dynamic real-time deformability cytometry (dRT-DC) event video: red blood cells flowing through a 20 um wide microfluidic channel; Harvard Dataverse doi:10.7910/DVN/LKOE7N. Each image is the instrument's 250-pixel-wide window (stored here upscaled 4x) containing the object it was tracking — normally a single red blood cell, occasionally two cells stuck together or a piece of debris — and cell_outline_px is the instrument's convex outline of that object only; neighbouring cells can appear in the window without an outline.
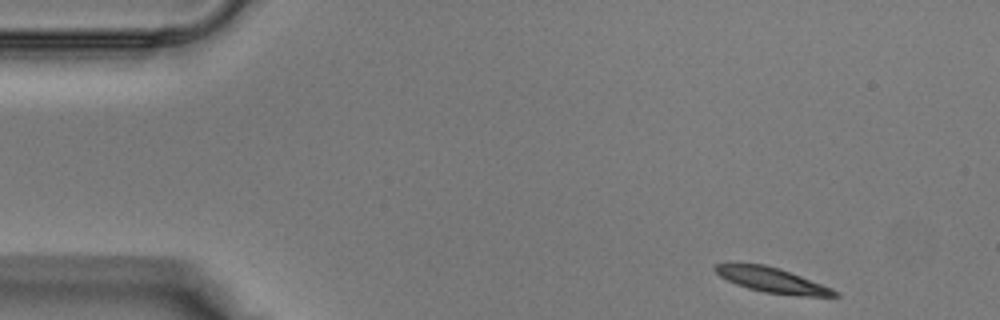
{"species": "Egyptian fruit bat (a non-hibernating species)", "species_latin": "Rousettus aegyptiacus", "temperature_condition": "warm", "stored_images_in_passage": 9, "camera_frame_rate_fps": 3000, "um_per_image_px": 0.085, "animal": {"sex": "male"}, "frame": {"image": 1, "passage_image": 1, "time_ms": 0.0, "image_size_px": [1000, 320], "cell_outline_px": [[840, 296], [800, 296], [764, 292], [748, 288], [736, 284], [720, 276], [712, 268], [716, 264], [764, 264], [780, 268], [832, 288], [840, 292]], "centroid_in_image_um": [65.67, 23.82], "position_along_channel_um": 19.3, "area_um2": 17.22}}
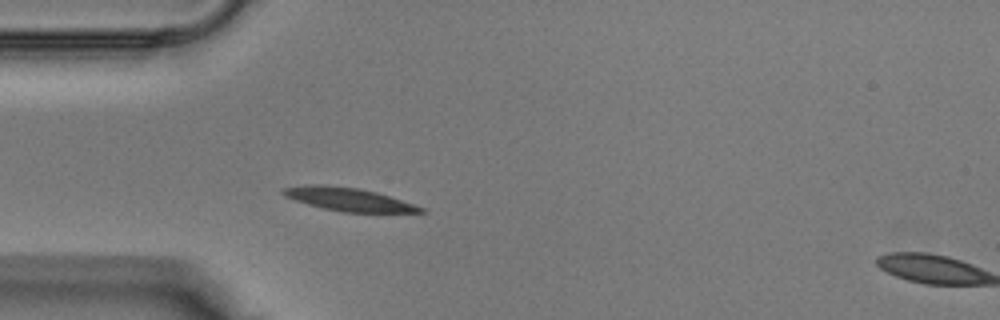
{"frame": {"image": 2, "passage_image": 8, "time_ms": 2.333, "image_size_px": [1000, 320], "cell_outline_px": [[428, 212], [344, 212], [324, 208], [308, 204], [284, 196], [280, 192], [284, 188], [308, 184], [324, 184], [356, 188], [376, 192], [424, 208]], "centroid_in_image_um": [29.58, 16.93], "position_along_channel_um": 55.4, "area_um2": 18.21}}